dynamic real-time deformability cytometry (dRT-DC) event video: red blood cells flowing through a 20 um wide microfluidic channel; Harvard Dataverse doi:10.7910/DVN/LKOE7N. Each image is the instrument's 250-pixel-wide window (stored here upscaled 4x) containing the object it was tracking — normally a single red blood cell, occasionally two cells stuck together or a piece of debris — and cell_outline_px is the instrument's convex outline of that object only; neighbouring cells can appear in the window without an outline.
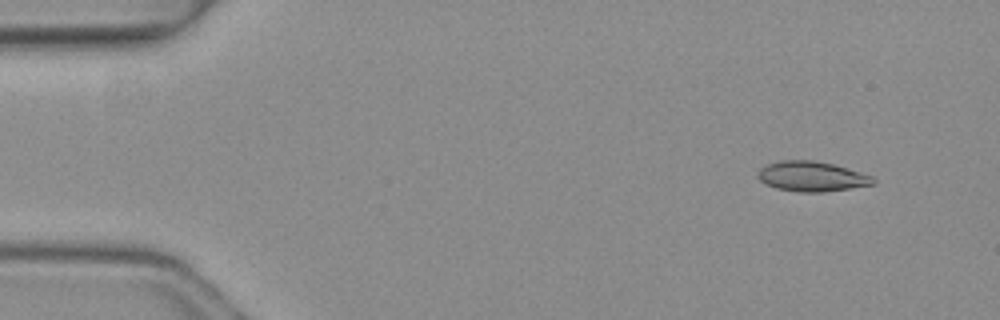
{"species": "common noctule bat (a hibernating species)", "species_latin": "Nyctalus noctula", "temperature_condition": "warm", "stored_images_in_passage": 4, "camera_frame_rate_fps": 3000, "um_per_image_px": 0.085, "animal": {"sex": "female", "body_mass_g": 19.3, "forearm_length_mm": 54.1}, "frame": {"image": 1, "passage_image": 2, "time_ms": 0.333, "image_size_px": [1000, 320], "cell_outline_px": [[876, 184], [824, 192], [800, 192], [776, 188], [760, 180], [756, 176], [760, 168], [764, 164], [780, 160], [816, 160], [832, 164], [860, 172], [872, 176], [876, 180]], "centroid_in_image_um": [68.98, 14.99], "position_along_channel_um": 16.0, "area_um2": 20.23}}
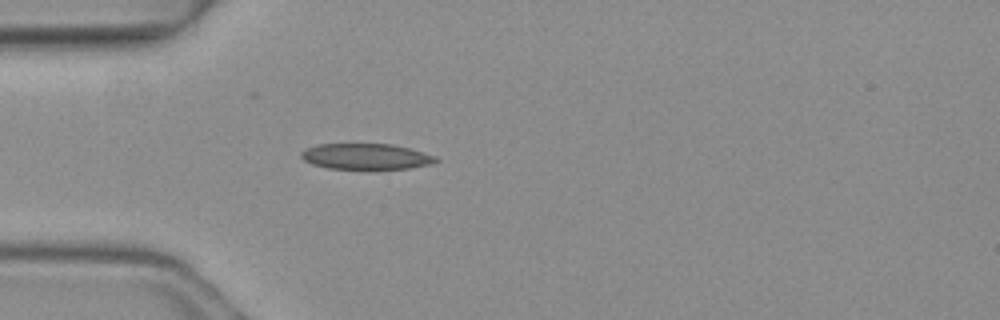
{"frame": {"image": 2, "passage_image": 4, "time_ms": 1.0, "image_size_px": [1000, 320], "cell_outline_px": [[440, 160], [432, 164], [412, 168], [372, 172], [328, 168], [312, 164], [304, 160], [300, 156], [300, 152], [304, 148], [320, 144], [392, 144], [408, 148], [436, 156]], "centroid_in_image_um": [31.12, 13.35], "position_along_channel_um": 53.9, "area_um2": 21.33}}